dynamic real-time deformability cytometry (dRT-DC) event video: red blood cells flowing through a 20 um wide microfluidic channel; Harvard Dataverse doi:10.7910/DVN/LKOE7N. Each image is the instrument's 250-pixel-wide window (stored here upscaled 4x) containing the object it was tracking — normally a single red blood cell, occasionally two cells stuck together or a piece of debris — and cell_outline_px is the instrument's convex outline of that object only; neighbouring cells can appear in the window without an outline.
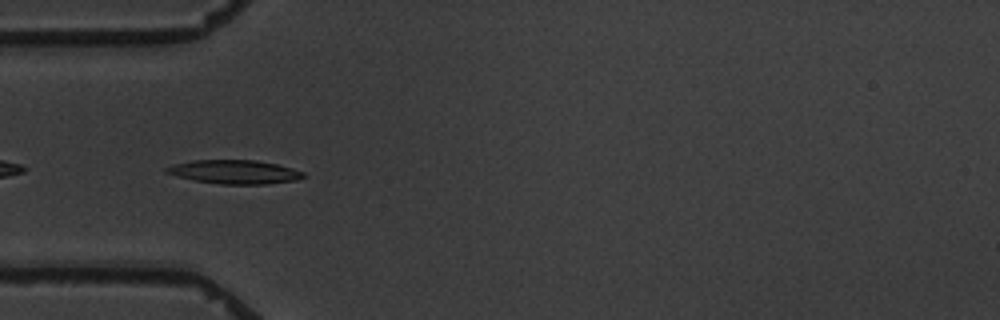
{"species": "common noctule bat (a hibernating species)", "species_latin": "Nyctalus noctula", "temperature_condition": "warm", "stored_images_in_passage": 5, "camera_frame_rate_fps": 3000, "um_per_image_px": 0.085, "animal": {"sex": "male", "body_mass_g": 19.5, "forearm_length_mm": 54.6}, "frame": {"image": 1, "passage_image": 4, "time_ms": 4.667, "image_size_px": [1000, 320], "cell_outline_px": [[308, 176], [296, 180], [268, 184], [220, 184], [196, 180], [176, 176], [164, 172], [164, 168], [176, 164], [196, 160], [256, 160], [276, 164], [292, 168], [304, 172]], "centroid_in_image_um": [19.98, 14.61], "position_along_channel_um": 65.0, "area_um2": 18.9}}
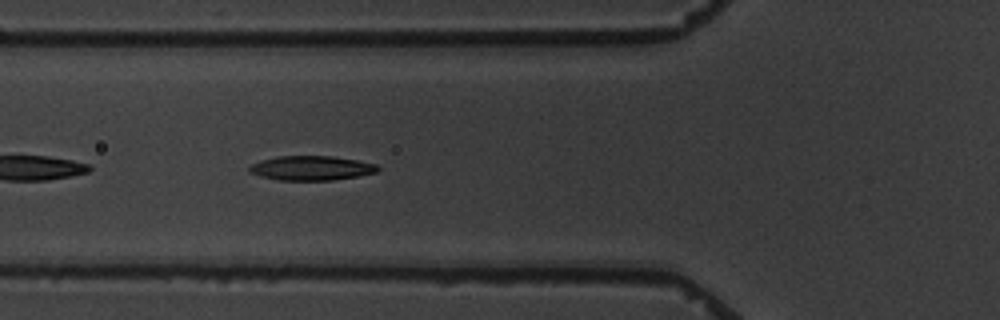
{"frame": {"image": 2, "passage_image": 5, "time_ms": 5.667, "image_size_px": [1000, 320], "cell_outline_px": [[380, 168], [376, 172], [356, 176], [332, 180], [276, 180], [260, 176], [248, 172], [248, 168], [252, 164], [260, 160], [280, 156], [332, 156], [356, 160], [376, 164]], "centroid_in_image_um": [26.42, 14.29], "position_along_channel_um": 99.4, "area_um2": 18.21}}